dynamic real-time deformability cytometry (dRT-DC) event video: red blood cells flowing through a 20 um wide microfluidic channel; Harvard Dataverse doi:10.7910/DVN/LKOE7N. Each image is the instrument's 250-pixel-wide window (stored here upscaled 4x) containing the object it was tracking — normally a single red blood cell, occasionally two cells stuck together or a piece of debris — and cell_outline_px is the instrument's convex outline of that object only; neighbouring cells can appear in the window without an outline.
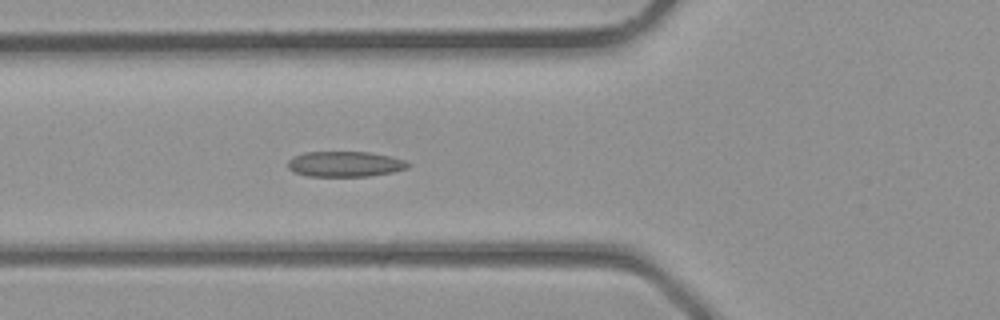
{"species": "common noctule bat (a hibernating species)", "species_latin": "Nyctalus noctula", "temperature_condition": "room temperature", "stored_images_in_passage": 30, "camera_frame_rate_fps": 3000, "um_per_image_px": 0.085, "animal": {"sex": "male", "body_mass_g": 23.1, "forearm_length_mm": 52.7}, "frame": {"image": 1, "passage_image": 5, "time_ms": 1.333, "image_size_px": [1000, 320], "cell_outline_px": [[408, 168], [392, 172], [368, 176], [308, 176], [296, 172], [288, 168], [288, 160], [304, 152], [368, 152], [388, 156], [404, 160], [408, 164]], "centroid_in_image_um": [29.31, 13.94], "position_along_channel_um": 96.5, "area_um2": 17.51}}
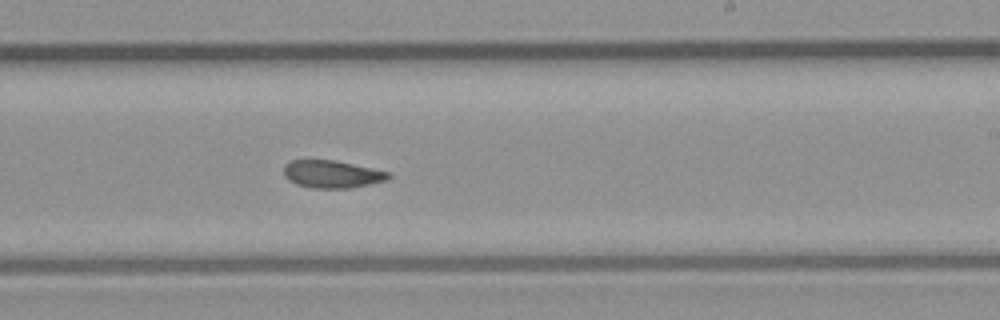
{"frame": {"image": 2, "passage_image": 14, "time_ms": 4.333, "image_size_px": [1000, 320], "cell_outline_px": [[392, 176], [388, 180], [348, 188], [312, 188], [296, 184], [288, 180], [284, 176], [284, 164], [288, 160], [336, 160], [392, 172]], "centroid_in_image_um": [28.23, 14.79], "position_along_channel_um": 260.8, "area_um2": 17.05}}
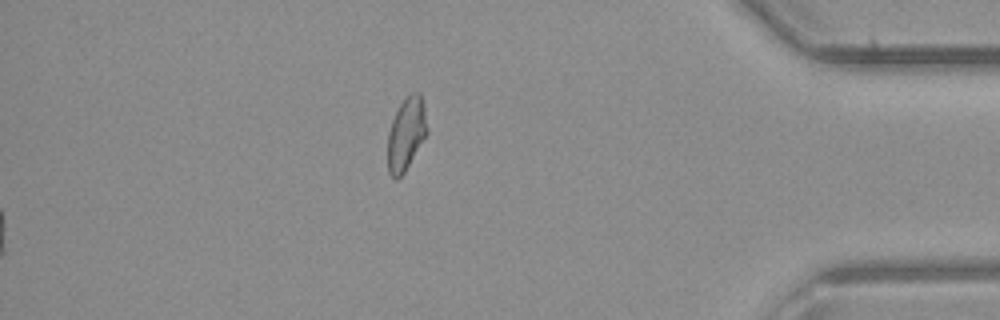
{"frame": {"image": 3, "passage_image": 30, "time_ms": 9.667, "image_size_px": [1000, 320], "cell_outline_px": [[428, 132], [404, 172], [396, 180], [388, 172], [388, 132], [392, 120], [404, 96], [412, 92], [420, 92], [424, 108], [428, 128]], "centroid_in_image_um": [34.52, 11.34], "position_along_channel_um": 400.7, "area_um2": 16.65}}